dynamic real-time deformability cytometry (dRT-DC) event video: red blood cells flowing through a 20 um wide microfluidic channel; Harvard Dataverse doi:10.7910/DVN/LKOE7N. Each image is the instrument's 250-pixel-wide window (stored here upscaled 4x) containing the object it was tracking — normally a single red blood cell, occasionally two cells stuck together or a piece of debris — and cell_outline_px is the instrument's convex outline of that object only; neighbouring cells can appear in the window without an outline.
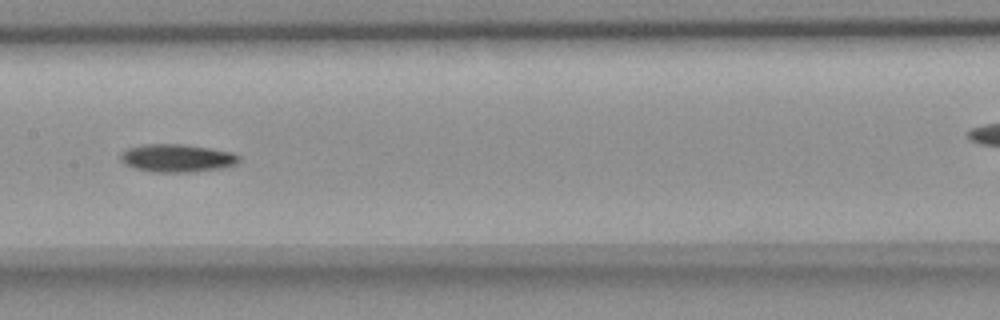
{"species": "common noctule bat (a hibernating species)", "species_latin": "Nyctalus noctula", "temperature_condition": "room temperature", "stored_images_in_passage": 15, "camera_frame_rate_fps": 3000, "um_per_image_px": 0.085, "animal": {"sex": "female", "body_mass_g": 18.4}, "frame": {"image": 1, "passage_image": 7, "time_ms": 8.0, "image_size_px": [1000, 320], "cell_outline_px": [[240, 160], [236, 164], [220, 168], [196, 172], [148, 172], [124, 164], [120, 160], [120, 152], [128, 148], [144, 144], [180, 144], [208, 148], [232, 152], [240, 156]], "centroid_in_image_um": [15.02, 13.44], "position_along_channel_um": 192.4, "area_um2": 19.36}}
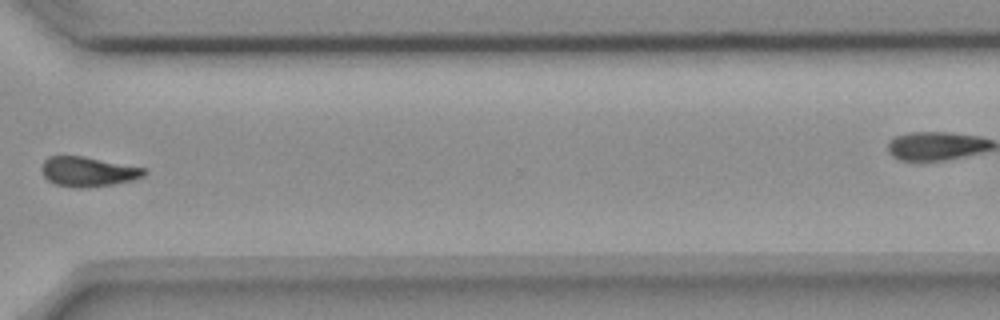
{"frame": {"image": 2, "passage_image": 11, "time_ms": 12.667, "image_size_px": [1000, 320], "cell_outline_px": [[148, 172], [144, 176], [132, 180], [116, 184], [80, 188], [76, 188], [52, 184], [44, 176], [44, 160], [48, 156], [84, 156], [148, 168]], "centroid_in_image_um": [7.55, 14.59], "position_along_channel_um": 363.0, "area_um2": 17.92}}
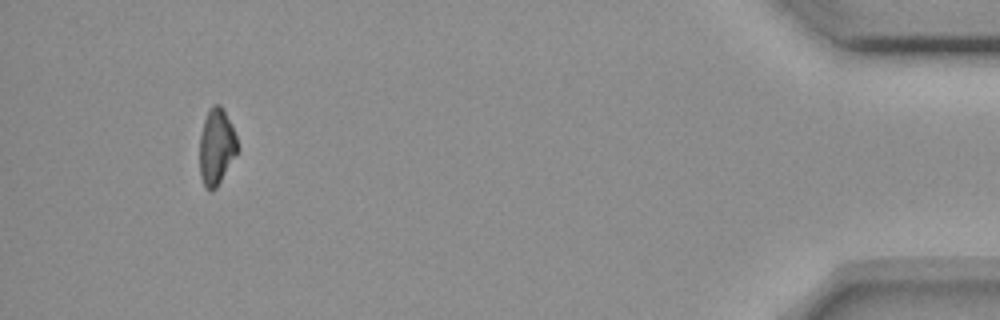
{"frame": {"image": 3, "passage_image": 15, "time_ms": 18.0, "image_size_px": [1000, 320], "cell_outline_px": [[240, 148], [216, 188], [204, 188], [200, 176], [200, 136], [204, 120], [208, 108], [212, 104], [220, 104], [236, 136]], "centroid_in_image_um": [18.39, 12.46], "position_along_channel_um": 416.8, "area_um2": 16.65}, "authors_computed_cell_mechanics": {"area_um2": 18.0336, "velocity_mm_per_s": 3.6486, "shape_relaxation_time_tau1_ms": 2.3185, "shape_relaxation_time_tau2_ms": null, "deformation_change_tau1": 0.0813, "deformation_change_tau2": null}}